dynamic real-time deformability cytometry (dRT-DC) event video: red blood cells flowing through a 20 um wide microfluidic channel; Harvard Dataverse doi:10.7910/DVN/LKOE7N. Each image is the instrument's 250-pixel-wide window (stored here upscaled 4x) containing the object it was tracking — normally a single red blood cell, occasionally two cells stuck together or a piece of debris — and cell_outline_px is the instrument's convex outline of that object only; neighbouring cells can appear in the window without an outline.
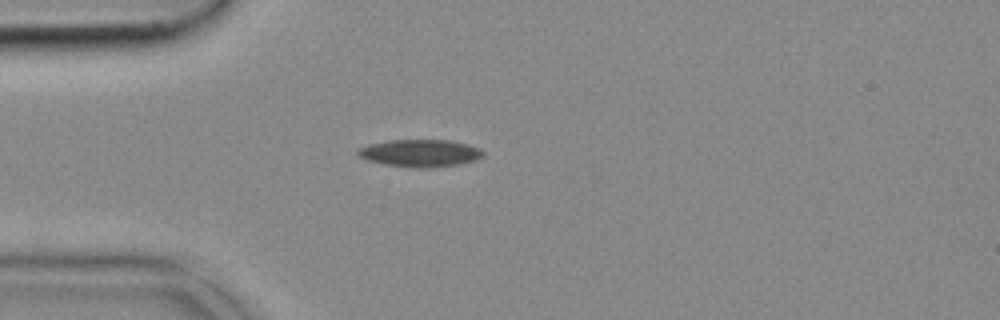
{"species": "common noctule bat (a hibernating species)", "species_latin": "Nyctalus noctula", "temperature_condition": "cold", "stored_images_in_passage": 40, "camera_frame_rate_fps": 3000, "um_per_image_px": 0.085, "animal": {"sex": "female", "body_mass_g": 18.4}, "frame": {"image": 1, "passage_image": 1, "time_ms": 0.0, "image_size_px": [1000, 320], "cell_outline_px": [[484, 152], [476, 160], [456, 164], [432, 168], [416, 168], [384, 164], [368, 160], [360, 156], [356, 152], [360, 148], [368, 144], [388, 140], [448, 140], [468, 144], [480, 148]], "centroid_in_image_um": [35.7, 13.01], "position_along_channel_um": 49.3, "area_um2": 19.83}}
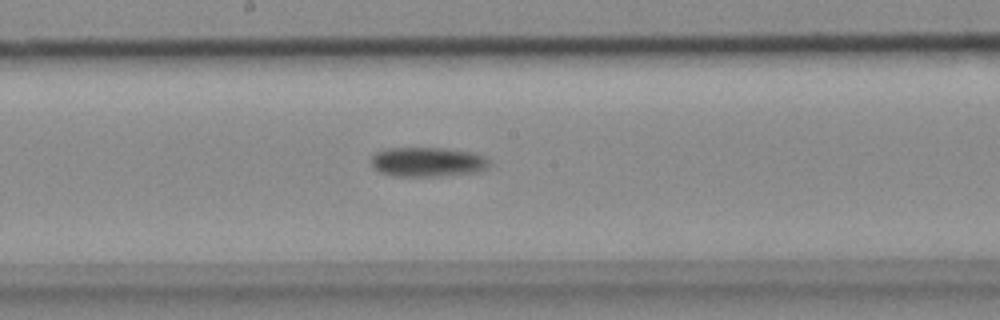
{"frame": {"image": 2, "passage_image": 15, "time_ms": 4.667, "image_size_px": [1000, 320], "cell_outline_px": [[492, 164], [488, 168], [480, 172], [436, 176], [396, 176], [380, 172], [372, 164], [372, 156], [376, 152], [388, 148], [444, 148], [472, 152], [484, 156]], "centroid_in_image_um": [36.4, 13.76], "position_along_channel_um": 211.8, "area_um2": 20.35}}
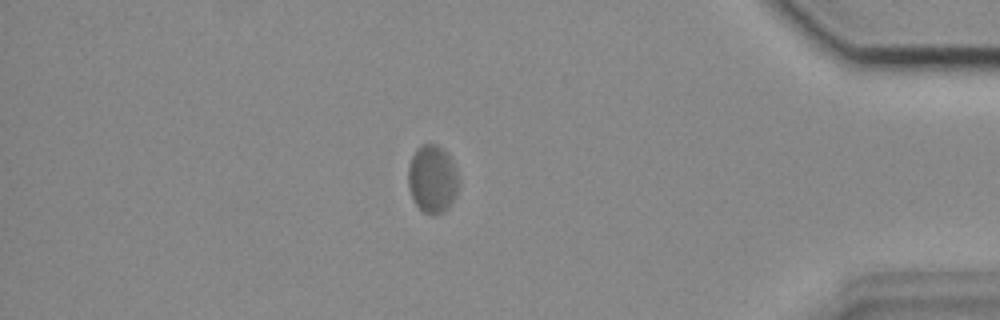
{"frame": {"image": 3, "passage_image": 33, "time_ms": 10.667, "image_size_px": [1000, 320], "cell_outline_px": [[460, 184], [456, 196], [452, 204], [444, 212], [436, 216], [432, 216], [424, 212], [412, 200], [408, 188], [408, 164], [416, 148], [420, 144], [440, 144], [444, 148], [456, 168], [460, 180]], "centroid_in_image_um": [36.77, 15.22], "position_along_channel_um": 398.4, "area_um2": 20.75}}